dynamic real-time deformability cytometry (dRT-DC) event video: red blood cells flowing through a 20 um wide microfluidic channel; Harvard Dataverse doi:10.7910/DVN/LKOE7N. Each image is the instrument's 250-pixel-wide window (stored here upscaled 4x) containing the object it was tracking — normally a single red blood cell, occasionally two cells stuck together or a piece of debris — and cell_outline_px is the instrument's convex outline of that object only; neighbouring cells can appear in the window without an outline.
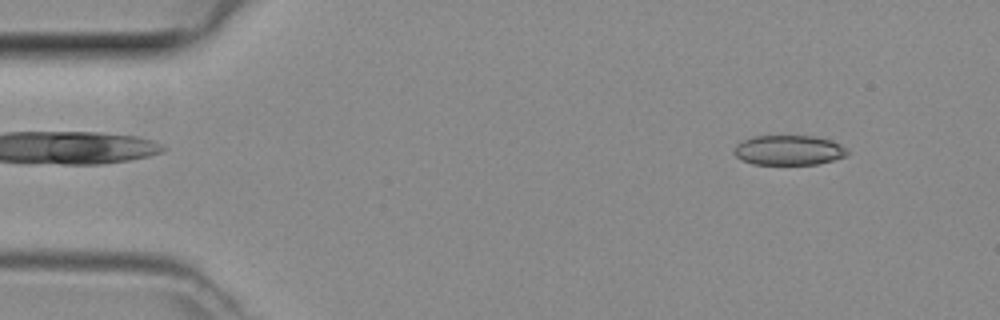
{"species": "common noctule bat (a hibernating species)", "species_latin": "Nyctalus noctula", "temperature_condition": "room temperature", "stored_images_in_passage": 47, "camera_frame_rate_fps": 3000, "um_per_image_px": 0.085, "animal": {"sex": "female", "body_mass_g": 29.2, "forearm_length_mm": 56.3}, "frame": {"image": 1, "passage_image": 4, "time_ms": 1.0, "image_size_px": [1000, 320], "cell_outline_px": [[848, 152], [844, 156], [832, 160], [816, 164], [752, 164], [736, 156], [732, 152], [732, 148], [736, 144], [752, 136], [816, 136], [832, 140], [840, 144]], "centroid_in_image_um": [67.0, 12.75], "position_along_channel_um": 18.0, "area_um2": 19.65}}
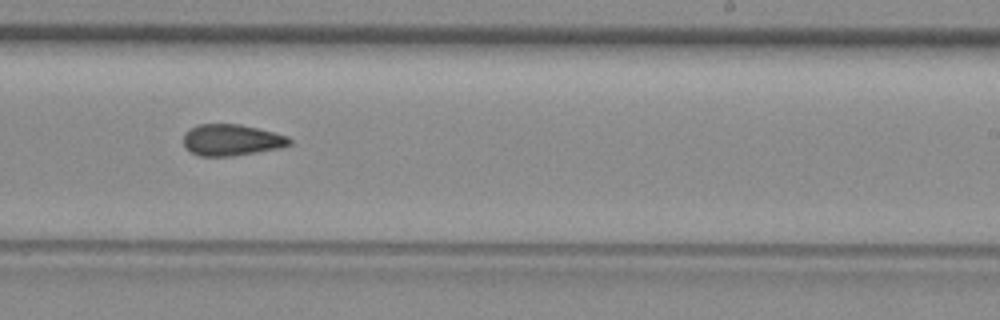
{"frame": {"image": 2, "passage_image": 28, "time_ms": 9.0, "image_size_px": [1000, 320], "cell_outline_px": [[292, 144], [284, 148], [232, 156], [200, 156], [184, 148], [184, 132], [200, 124], [240, 124], [288, 136], [292, 140]], "centroid_in_image_um": [19.71, 11.91], "position_along_channel_um": 269.3, "area_um2": 19.48}}
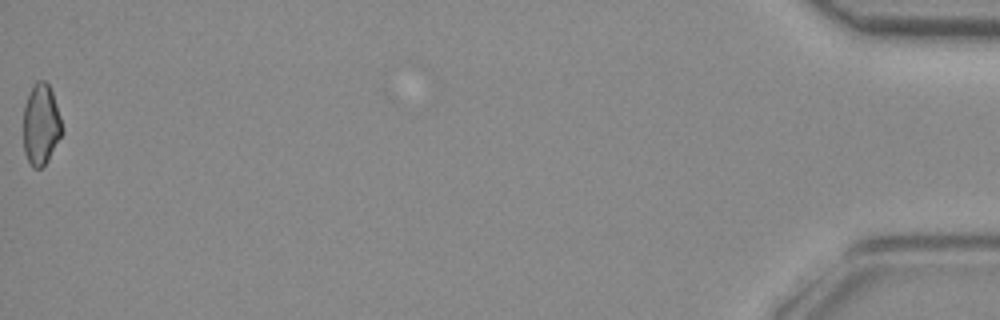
{"frame": {"image": 3, "passage_image": 47, "time_ms": 15.333, "image_size_px": [1000, 320], "cell_outline_px": [[64, 132], [48, 160], [40, 168], [32, 168], [24, 152], [24, 104], [28, 92], [32, 84], [36, 80], [44, 80], [48, 84], [52, 92], [64, 128]], "centroid_in_image_um": [3.49, 10.56], "position_along_channel_um": 431.7, "area_um2": 18.5}}